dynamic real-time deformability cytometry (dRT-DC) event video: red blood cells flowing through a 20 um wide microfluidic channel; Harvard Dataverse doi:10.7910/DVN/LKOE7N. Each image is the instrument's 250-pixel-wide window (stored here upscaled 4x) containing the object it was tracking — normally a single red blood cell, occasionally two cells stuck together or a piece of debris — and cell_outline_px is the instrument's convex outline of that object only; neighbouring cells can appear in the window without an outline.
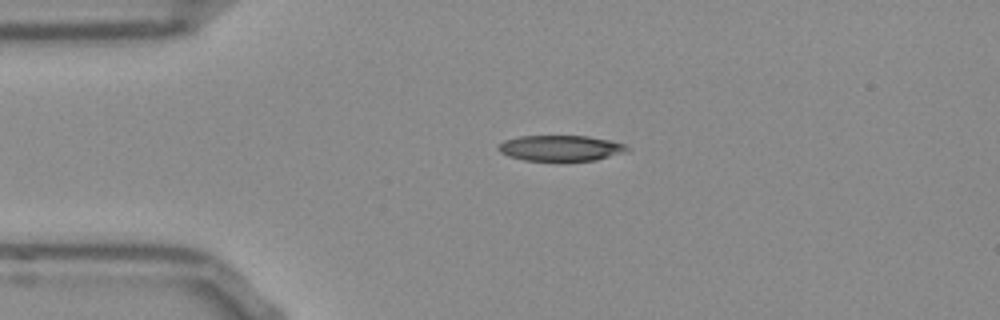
{"species": "Egyptian fruit bat (a non-hibernating species)", "species_latin": "Rousettus aegyptiacus", "temperature_condition": "room temperature", "stored_images_in_passage": 42, "camera_frame_rate_fps": 3000, "um_per_image_px": 0.085, "frame": {"image": 1, "passage_image": 1, "time_ms": 0.0, "image_size_px": [1000, 320], "cell_outline_px": [[628, 148], [624, 152], [596, 160], [524, 160], [508, 156], [500, 152], [496, 148], [504, 140], [520, 136], [588, 136], [608, 140], [624, 144]], "centroid_in_image_um": [47.6, 12.58], "position_along_channel_um": 37.4, "area_um2": 18.96}}
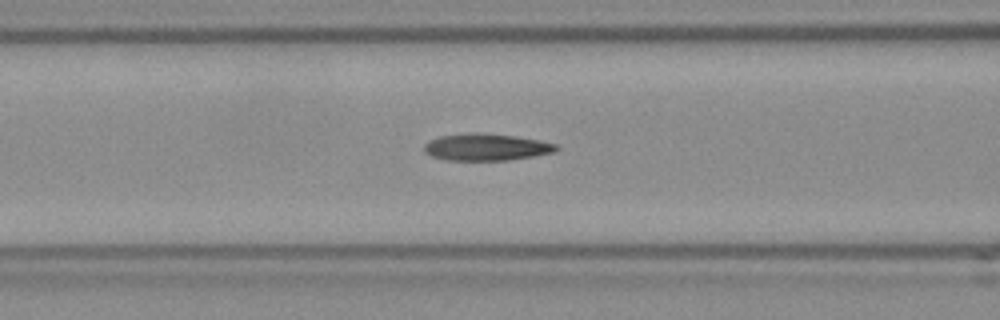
{"frame": {"image": 2, "passage_image": 10, "time_ms": 3.0, "image_size_px": [1000, 320], "cell_outline_px": [[560, 148], [556, 152], [508, 160], [448, 160], [432, 156], [424, 152], [424, 144], [428, 140], [440, 136], [472, 132], [480, 132], [516, 136], [540, 140], [556, 144]], "centroid_in_image_um": [41.33, 12.49], "position_along_channel_um": 125.3, "area_um2": 20.87}}
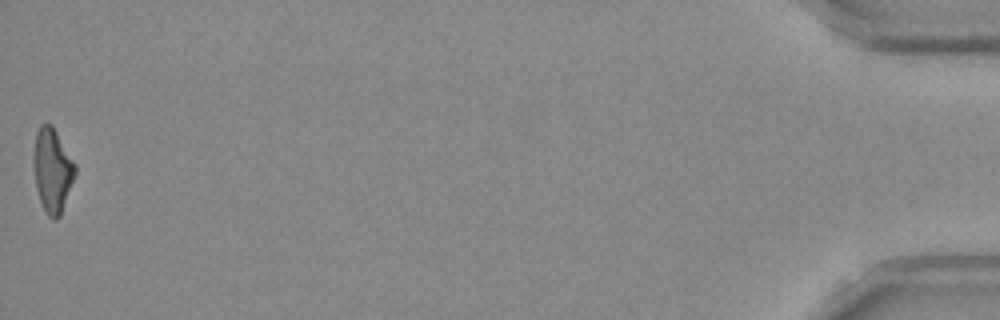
{"frame": {"image": 3, "passage_image": 42, "time_ms": 13.667, "image_size_px": [1000, 320], "cell_outline_px": [[76, 172], [60, 216], [56, 220], [52, 220], [48, 216], [40, 200], [36, 188], [36, 132], [40, 124], [52, 124], [76, 164]], "centroid_in_image_um": [4.5, 14.49], "position_along_channel_um": 430.7, "area_um2": 19.59}, "authors_computed_cell_mechanics": {"area_um2": 20.3167, "velocity_mm_per_s": 3.8352, "shape_relaxation_time_tau1_ms": null, "shape_relaxation_time_tau2_ms": 3.3492, "deformation_change_tau1": null, "deformation_change_tau2": 0.1397}}